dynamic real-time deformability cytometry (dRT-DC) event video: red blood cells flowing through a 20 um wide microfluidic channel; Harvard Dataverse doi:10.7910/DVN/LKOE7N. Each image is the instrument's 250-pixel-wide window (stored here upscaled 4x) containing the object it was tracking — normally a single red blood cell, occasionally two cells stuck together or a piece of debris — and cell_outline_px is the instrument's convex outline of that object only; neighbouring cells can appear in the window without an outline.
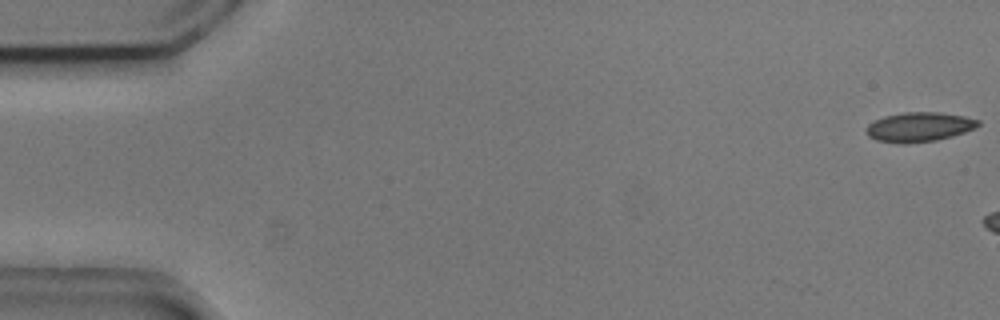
{"species": "common noctule bat (a hibernating species)", "species_latin": "Nyctalus noctula", "temperature_condition": "cold", "stored_images_in_passage": 6, "camera_frame_rate_fps": 3000, "um_per_image_px": 0.085, "animal": {"sex": "male", "body_mass_g": 20.5, "forearm_length_mm": 52.5}, "frame": {"image": 1, "passage_image": 1, "time_ms": 0.0, "image_size_px": [1000, 320], "cell_outline_px": [[980, 124], [976, 128], [952, 136], [936, 140], [904, 144], [900, 144], [876, 140], [868, 136], [864, 128], [868, 124], [884, 116], [904, 112], [940, 112], [964, 116], [980, 120]], "centroid_in_image_um": [78.11, 10.79], "position_along_channel_um": 6.9, "area_um2": 19.36}}